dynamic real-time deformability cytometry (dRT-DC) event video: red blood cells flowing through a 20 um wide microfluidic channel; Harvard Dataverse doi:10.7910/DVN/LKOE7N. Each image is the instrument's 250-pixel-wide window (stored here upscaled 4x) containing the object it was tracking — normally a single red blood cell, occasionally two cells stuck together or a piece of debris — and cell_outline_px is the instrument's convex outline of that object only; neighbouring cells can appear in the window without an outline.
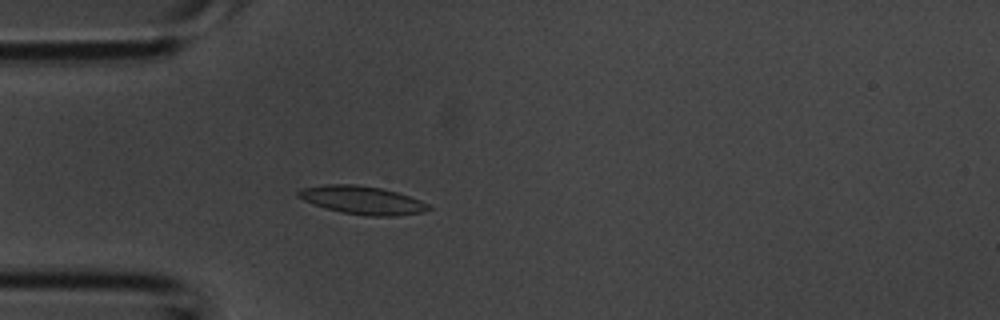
{"species": "common noctule bat (a hibernating species)", "species_latin": "Nyctalus noctula", "temperature_condition": "room temperature", "stored_images_in_passage": 2, "camera_frame_rate_fps": 3000, "um_per_image_px": 0.085, "animal": {"sex": "male", "body_mass_g": 20.1, "forearm_length_mm": 53.5}, "frame": {"image": 1, "passage_image": 2, "time_ms": 0.333, "image_size_px": [1000, 320], "cell_outline_px": [[432, 208], [424, 212], [396, 216], [368, 216], [344, 212], [324, 208], [304, 200], [296, 196], [296, 192], [300, 188], [324, 184], [356, 184], [380, 188], [396, 192], [420, 200], [428, 204]], "centroid_in_image_um": [30.76, 17.0], "position_along_channel_um": 54.2, "area_um2": 21.39}}